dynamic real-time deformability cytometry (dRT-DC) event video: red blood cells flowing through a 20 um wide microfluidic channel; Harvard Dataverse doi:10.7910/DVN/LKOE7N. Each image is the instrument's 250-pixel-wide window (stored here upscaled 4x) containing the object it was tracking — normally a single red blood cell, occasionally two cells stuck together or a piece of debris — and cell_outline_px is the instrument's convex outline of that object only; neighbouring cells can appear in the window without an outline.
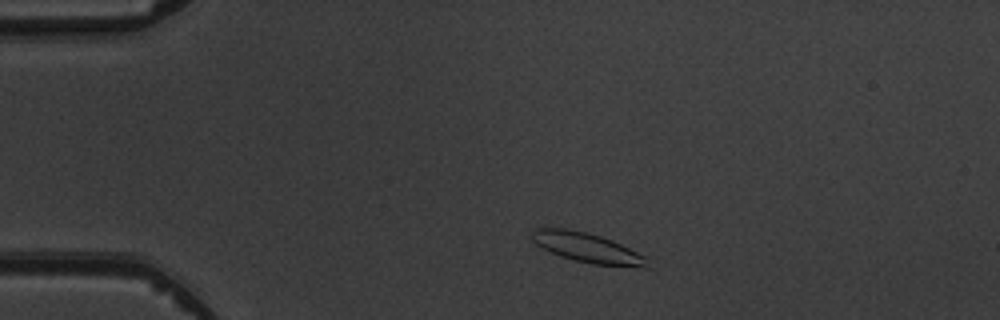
{"species": "common noctule bat (a hibernating species)", "species_latin": "Nyctalus noctula", "temperature_condition": "warm", "stored_images_in_passage": 3, "camera_frame_rate_fps": 3000, "um_per_image_px": 0.085, "animal": {"sex": "male", "body_mass_g": 19.5, "forearm_length_mm": 54.6}, "frame": {"image": 1, "passage_image": 1, "time_ms": 0.0, "image_size_px": [1000, 320], "cell_outline_px": [[652, 268], [644, 268], [592, 264], [560, 256], [536, 244], [528, 236], [536, 228], [564, 228], [584, 232], [600, 236], [612, 240], [648, 256], [652, 260]], "centroid_in_image_um": [50.04, 21.09], "position_along_channel_um": 35.0, "area_um2": 20.35}}
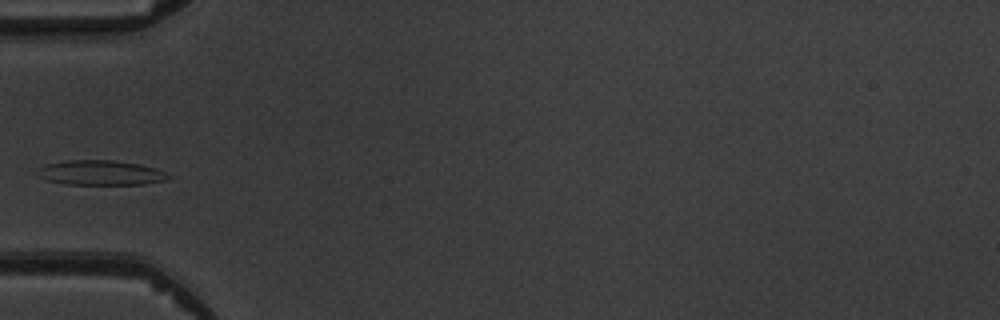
{"frame": {"image": 2, "passage_image": 3, "time_ms": 2.333, "image_size_px": [1000, 320], "cell_outline_px": [[176, 176], [168, 180], [144, 184], [64, 184], [48, 180], [36, 176], [36, 168], [44, 164], [68, 160], [112, 160], [140, 164], [156, 168]], "centroid_in_image_um": [8.57, 14.68], "position_along_channel_um": 76.4, "area_um2": 19.31}}